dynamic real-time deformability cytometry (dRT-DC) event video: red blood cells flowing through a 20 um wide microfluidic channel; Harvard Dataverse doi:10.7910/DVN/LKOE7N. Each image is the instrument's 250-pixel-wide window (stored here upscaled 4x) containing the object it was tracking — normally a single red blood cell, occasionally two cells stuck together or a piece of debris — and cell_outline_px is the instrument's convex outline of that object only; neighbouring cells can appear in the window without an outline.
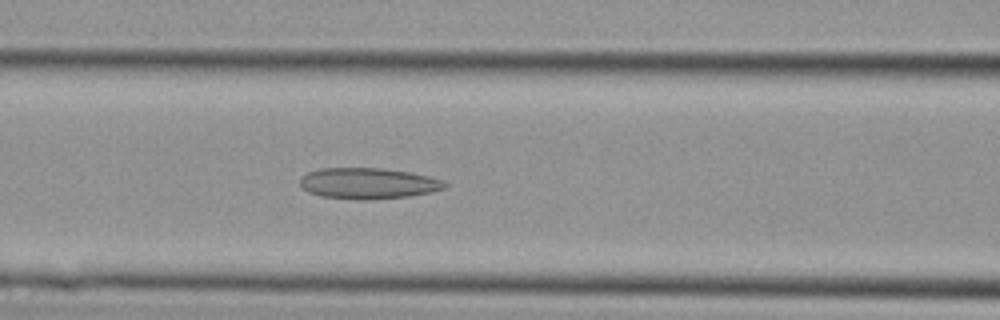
{"species": "Egyptian fruit bat (a non-hibernating species)", "species_latin": "Rousettus aegyptiacus", "temperature_condition": "cold", "stored_images_in_passage": 24, "camera_frame_rate_fps": 3000, "um_per_image_px": 0.085, "animal": {"sex": "female"}, "frame": {"image": 1, "passage_image": 7, "time_ms": 2.0, "image_size_px": [1000, 320], "cell_outline_px": [[448, 184], [444, 188], [432, 192], [408, 196], [364, 200], [320, 196], [308, 192], [300, 184], [300, 180], [308, 172], [320, 168], [380, 168], [412, 172], [444, 180]], "centroid_in_image_um": [31.32, 15.58], "position_along_channel_um": 135.3, "area_um2": 26.07}}
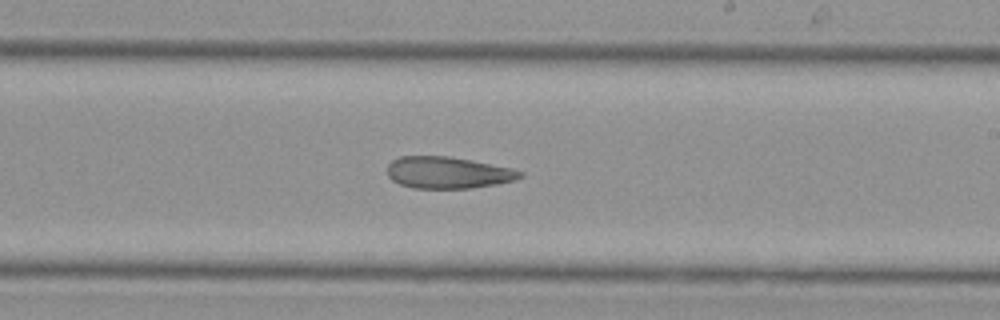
{"frame": {"image": 2, "passage_image": 13, "time_ms": 4.0, "image_size_px": [1000, 320], "cell_outline_px": [[524, 176], [516, 180], [496, 184], [472, 188], [416, 188], [400, 184], [392, 180], [388, 176], [388, 164], [392, 160], [400, 156], [448, 156], [472, 160], [512, 168], [524, 172]], "centroid_in_image_um": [38.1, 14.67], "position_along_channel_um": 250.9, "area_um2": 24.62}}
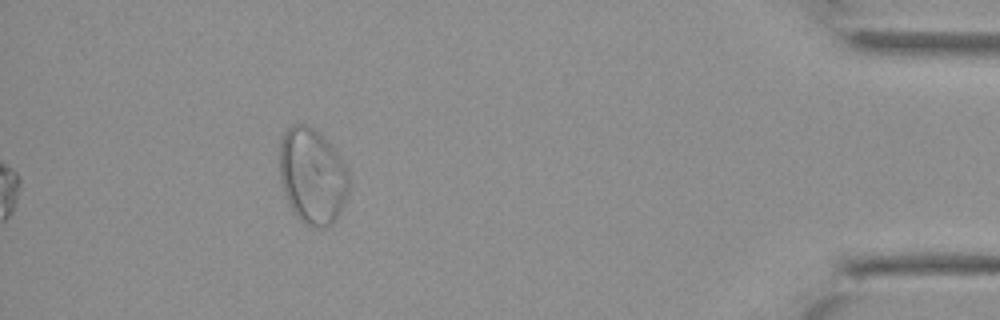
{"frame": {"image": 3, "passage_image": 24, "time_ms": 7.667, "image_size_px": [1000, 320], "cell_outline_px": [[348, 192], [344, 204], [336, 220], [332, 224], [324, 228], [308, 228], [296, 216], [288, 204], [280, 180], [280, 140], [284, 132], [292, 124], [304, 124], [316, 128], [348, 168]], "centroid_in_image_um": [26.54, 15.0], "position_along_channel_um": 408.7, "area_um2": 39.07}}